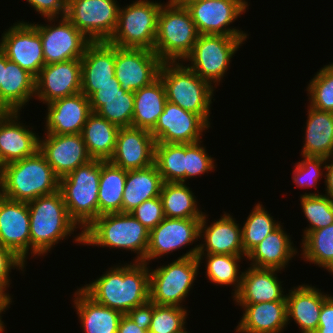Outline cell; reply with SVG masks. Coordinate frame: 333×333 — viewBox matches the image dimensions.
Here are the masks:
<instances>
[{
	"instance_id": "1",
	"label": "cell",
	"mask_w": 333,
	"mask_h": 333,
	"mask_svg": "<svg viewBox=\"0 0 333 333\" xmlns=\"http://www.w3.org/2000/svg\"><path fill=\"white\" fill-rule=\"evenodd\" d=\"M118 264L81 288L99 304L127 314L149 301L150 271L145 262Z\"/></svg>"
},
{
	"instance_id": "2",
	"label": "cell",
	"mask_w": 333,
	"mask_h": 333,
	"mask_svg": "<svg viewBox=\"0 0 333 333\" xmlns=\"http://www.w3.org/2000/svg\"><path fill=\"white\" fill-rule=\"evenodd\" d=\"M30 217V254L45 256L61 240H66L78 225L70 218L61 192L28 202Z\"/></svg>"
},
{
	"instance_id": "3",
	"label": "cell",
	"mask_w": 333,
	"mask_h": 333,
	"mask_svg": "<svg viewBox=\"0 0 333 333\" xmlns=\"http://www.w3.org/2000/svg\"><path fill=\"white\" fill-rule=\"evenodd\" d=\"M59 190V178L38 150L34 155L4 165L0 173V195L30 202Z\"/></svg>"
},
{
	"instance_id": "4",
	"label": "cell",
	"mask_w": 333,
	"mask_h": 333,
	"mask_svg": "<svg viewBox=\"0 0 333 333\" xmlns=\"http://www.w3.org/2000/svg\"><path fill=\"white\" fill-rule=\"evenodd\" d=\"M100 174L101 160L92 159L59 179V191L68 214L81 229L73 239L79 245H83V231L99 217Z\"/></svg>"
},
{
	"instance_id": "5",
	"label": "cell",
	"mask_w": 333,
	"mask_h": 333,
	"mask_svg": "<svg viewBox=\"0 0 333 333\" xmlns=\"http://www.w3.org/2000/svg\"><path fill=\"white\" fill-rule=\"evenodd\" d=\"M149 233L131 213H107L83 231V246L128 250L137 255L133 261L145 262Z\"/></svg>"
},
{
	"instance_id": "6",
	"label": "cell",
	"mask_w": 333,
	"mask_h": 333,
	"mask_svg": "<svg viewBox=\"0 0 333 333\" xmlns=\"http://www.w3.org/2000/svg\"><path fill=\"white\" fill-rule=\"evenodd\" d=\"M199 35L185 5L179 0H168L160 8L153 51L163 62H183Z\"/></svg>"
},
{
	"instance_id": "7",
	"label": "cell",
	"mask_w": 333,
	"mask_h": 333,
	"mask_svg": "<svg viewBox=\"0 0 333 333\" xmlns=\"http://www.w3.org/2000/svg\"><path fill=\"white\" fill-rule=\"evenodd\" d=\"M167 101L198 114L209 126L214 86L200 78L184 62H163L159 72Z\"/></svg>"
},
{
	"instance_id": "8",
	"label": "cell",
	"mask_w": 333,
	"mask_h": 333,
	"mask_svg": "<svg viewBox=\"0 0 333 333\" xmlns=\"http://www.w3.org/2000/svg\"><path fill=\"white\" fill-rule=\"evenodd\" d=\"M199 244L165 266L150 271L149 300L156 305L178 306L188 297L201 267L197 254Z\"/></svg>"
},
{
	"instance_id": "9",
	"label": "cell",
	"mask_w": 333,
	"mask_h": 333,
	"mask_svg": "<svg viewBox=\"0 0 333 333\" xmlns=\"http://www.w3.org/2000/svg\"><path fill=\"white\" fill-rule=\"evenodd\" d=\"M162 2L136 0L119 7L118 24L110 44L121 48L154 49Z\"/></svg>"
},
{
	"instance_id": "10",
	"label": "cell",
	"mask_w": 333,
	"mask_h": 333,
	"mask_svg": "<svg viewBox=\"0 0 333 333\" xmlns=\"http://www.w3.org/2000/svg\"><path fill=\"white\" fill-rule=\"evenodd\" d=\"M246 40L247 37L199 35L191 53L183 62L191 63L185 65L217 88L230 68L231 58Z\"/></svg>"
},
{
	"instance_id": "11",
	"label": "cell",
	"mask_w": 333,
	"mask_h": 333,
	"mask_svg": "<svg viewBox=\"0 0 333 333\" xmlns=\"http://www.w3.org/2000/svg\"><path fill=\"white\" fill-rule=\"evenodd\" d=\"M189 10L200 35L248 37L246 31L232 27L248 9L247 0H179ZM230 26V27H228Z\"/></svg>"
},
{
	"instance_id": "12",
	"label": "cell",
	"mask_w": 333,
	"mask_h": 333,
	"mask_svg": "<svg viewBox=\"0 0 333 333\" xmlns=\"http://www.w3.org/2000/svg\"><path fill=\"white\" fill-rule=\"evenodd\" d=\"M117 0H67L65 17L91 42L109 41L118 24Z\"/></svg>"
},
{
	"instance_id": "13",
	"label": "cell",
	"mask_w": 333,
	"mask_h": 333,
	"mask_svg": "<svg viewBox=\"0 0 333 333\" xmlns=\"http://www.w3.org/2000/svg\"><path fill=\"white\" fill-rule=\"evenodd\" d=\"M46 19L48 24L31 23L40 34L45 65L81 59L91 41L65 16Z\"/></svg>"
},
{
	"instance_id": "14",
	"label": "cell",
	"mask_w": 333,
	"mask_h": 333,
	"mask_svg": "<svg viewBox=\"0 0 333 333\" xmlns=\"http://www.w3.org/2000/svg\"><path fill=\"white\" fill-rule=\"evenodd\" d=\"M162 63L152 50L115 46L114 75L121 88L128 92L137 91L157 80Z\"/></svg>"
},
{
	"instance_id": "15",
	"label": "cell",
	"mask_w": 333,
	"mask_h": 333,
	"mask_svg": "<svg viewBox=\"0 0 333 333\" xmlns=\"http://www.w3.org/2000/svg\"><path fill=\"white\" fill-rule=\"evenodd\" d=\"M5 30L0 39V49L10 61L36 78L45 65L39 32L31 22L23 20Z\"/></svg>"
},
{
	"instance_id": "16",
	"label": "cell",
	"mask_w": 333,
	"mask_h": 333,
	"mask_svg": "<svg viewBox=\"0 0 333 333\" xmlns=\"http://www.w3.org/2000/svg\"><path fill=\"white\" fill-rule=\"evenodd\" d=\"M209 127L198 114L167 101L151 134L156 143L191 144L201 141Z\"/></svg>"
},
{
	"instance_id": "17",
	"label": "cell",
	"mask_w": 333,
	"mask_h": 333,
	"mask_svg": "<svg viewBox=\"0 0 333 333\" xmlns=\"http://www.w3.org/2000/svg\"><path fill=\"white\" fill-rule=\"evenodd\" d=\"M200 220L165 217L149 233L145 263L199 241Z\"/></svg>"
},
{
	"instance_id": "18",
	"label": "cell",
	"mask_w": 333,
	"mask_h": 333,
	"mask_svg": "<svg viewBox=\"0 0 333 333\" xmlns=\"http://www.w3.org/2000/svg\"><path fill=\"white\" fill-rule=\"evenodd\" d=\"M81 92V59L44 65L35 78V98L43 104Z\"/></svg>"
},
{
	"instance_id": "19",
	"label": "cell",
	"mask_w": 333,
	"mask_h": 333,
	"mask_svg": "<svg viewBox=\"0 0 333 333\" xmlns=\"http://www.w3.org/2000/svg\"><path fill=\"white\" fill-rule=\"evenodd\" d=\"M39 151L59 179L92 160L81 134H44Z\"/></svg>"
},
{
	"instance_id": "20",
	"label": "cell",
	"mask_w": 333,
	"mask_h": 333,
	"mask_svg": "<svg viewBox=\"0 0 333 333\" xmlns=\"http://www.w3.org/2000/svg\"><path fill=\"white\" fill-rule=\"evenodd\" d=\"M30 217L28 203L0 195V244L27 263L30 255Z\"/></svg>"
},
{
	"instance_id": "21",
	"label": "cell",
	"mask_w": 333,
	"mask_h": 333,
	"mask_svg": "<svg viewBox=\"0 0 333 333\" xmlns=\"http://www.w3.org/2000/svg\"><path fill=\"white\" fill-rule=\"evenodd\" d=\"M155 145L150 131L132 126L120 128L109 162L126 171L149 167L154 164Z\"/></svg>"
},
{
	"instance_id": "22",
	"label": "cell",
	"mask_w": 333,
	"mask_h": 333,
	"mask_svg": "<svg viewBox=\"0 0 333 333\" xmlns=\"http://www.w3.org/2000/svg\"><path fill=\"white\" fill-rule=\"evenodd\" d=\"M21 111H0V158L3 165L34 155L39 135L20 121ZM31 129H29V128Z\"/></svg>"
},
{
	"instance_id": "23",
	"label": "cell",
	"mask_w": 333,
	"mask_h": 333,
	"mask_svg": "<svg viewBox=\"0 0 333 333\" xmlns=\"http://www.w3.org/2000/svg\"><path fill=\"white\" fill-rule=\"evenodd\" d=\"M114 71L115 46L108 41L91 42L81 58V92L90 98L97 87L119 83Z\"/></svg>"
},
{
	"instance_id": "24",
	"label": "cell",
	"mask_w": 333,
	"mask_h": 333,
	"mask_svg": "<svg viewBox=\"0 0 333 333\" xmlns=\"http://www.w3.org/2000/svg\"><path fill=\"white\" fill-rule=\"evenodd\" d=\"M46 106L45 134H81L92 113L89 98L82 92L53 100Z\"/></svg>"
},
{
	"instance_id": "25",
	"label": "cell",
	"mask_w": 333,
	"mask_h": 333,
	"mask_svg": "<svg viewBox=\"0 0 333 333\" xmlns=\"http://www.w3.org/2000/svg\"><path fill=\"white\" fill-rule=\"evenodd\" d=\"M204 212L200 220V240L198 254L247 255L242 244V229L233 215L224 212L217 221L209 226Z\"/></svg>"
},
{
	"instance_id": "26",
	"label": "cell",
	"mask_w": 333,
	"mask_h": 333,
	"mask_svg": "<svg viewBox=\"0 0 333 333\" xmlns=\"http://www.w3.org/2000/svg\"><path fill=\"white\" fill-rule=\"evenodd\" d=\"M295 287L286 293L287 325L294 320L301 333H314L318 329L322 305L330 294L322 292L311 284Z\"/></svg>"
},
{
	"instance_id": "27",
	"label": "cell",
	"mask_w": 333,
	"mask_h": 333,
	"mask_svg": "<svg viewBox=\"0 0 333 333\" xmlns=\"http://www.w3.org/2000/svg\"><path fill=\"white\" fill-rule=\"evenodd\" d=\"M282 270L250 266L243 271L239 291L233 296L235 304H256L286 301L282 282L277 273Z\"/></svg>"
},
{
	"instance_id": "28",
	"label": "cell",
	"mask_w": 333,
	"mask_h": 333,
	"mask_svg": "<svg viewBox=\"0 0 333 333\" xmlns=\"http://www.w3.org/2000/svg\"><path fill=\"white\" fill-rule=\"evenodd\" d=\"M237 305L244 312L236 326V333H283L287 327L286 301Z\"/></svg>"
},
{
	"instance_id": "29",
	"label": "cell",
	"mask_w": 333,
	"mask_h": 333,
	"mask_svg": "<svg viewBox=\"0 0 333 333\" xmlns=\"http://www.w3.org/2000/svg\"><path fill=\"white\" fill-rule=\"evenodd\" d=\"M32 98L35 99V77L10 61L3 52L0 111H20Z\"/></svg>"
},
{
	"instance_id": "30",
	"label": "cell",
	"mask_w": 333,
	"mask_h": 333,
	"mask_svg": "<svg viewBox=\"0 0 333 333\" xmlns=\"http://www.w3.org/2000/svg\"><path fill=\"white\" fill-rule=\"evenodd\" d=\"M291 238L280 225L247 254L249 266L283 271L298 253Z\"/></svg>"
},
{
	"instance_id": "31",
	"label": "cell",
	"mask_w": 333,
	"mask_h": 333,
	"mask_svg": "<svg viewBox=\"0 0 333 333\" xmlns=\"http://www.w3.org/2000/svg\"><path fill=\"white\" fill-rule=\"evenodd\" d=\"M73 307L84 333H117L120 311L103 306L91 298L81 287L74 292Z\"/></svg>"
},
{
	"instance_id": "32",
	"label": "cell",
	"mask_w": 333,
	"mask_h": 333,
	"mask_svg": "<svg viewBox=\"0 0 333 333\" xmlns=\"http://www.w3.org/2000/svg\"><path fill=\"white\" fill-rule=\"evenodd\" d=\"M301 155L328 159L333 156V113L308 104Z\"/></svg>"
},
{
	"instance_id": "33",
	"label": "cell",
	"mask_w": 333,
	"mask_h": 333,
	"mask_svg": "<svg viewBox=\"0 0 333 333\" xmlns=\"http://www.w3.org/2000/svg\"><path fill=\"white\" fill-rule=\"evenodd\" d=\"M163 183L155 164L143 169L127 171L122 196V213H130L144 201L159 197Z\"/></svg>"
},
{
	"instance_id": "34",
	"label": "cell",
	"mask_w": 333,
	"mask_h": 333,
	"mask_svg": "<svg viewBox=\"0 0 333 333\" xmlns=\"http://www.w3.org/2000/svg\"><path fill=\"white\" fill-rule=\"evenodd\" d=\"M167 102L165 87L160 78L134 91L132 127L152 131Z\"/></svg>"
},
{
	"instance_id": "35",
	"label": "cell",
	"mask_w": 333,
	"mask_h": 333,
	"mask_svg": "<svg viewBox=\"0 0 333 333\" xmlns=\"http://www.w3.org/2000/svg\"><path fill=\"white\" fill-rule=\"evenodd\" d=\"M119 129L118 126L92 112L81 133L89 156L92 159L109 161L115 150Z\"/></svg>"
},
{
	"instance_id": "36",
	"label": "cell",
	"mask_w": 333,
	"mask_h": 333,
	"mask_svg": "<svg viewBox=\"0 0 333 333\" xmlns=\"http://www.w3.org/2000/svg\"><path fill=\"white\" fill-rule=\"evenodd\" d=\"M160 197L165 217L202 219L204 212L198 207L197 197L186 183L164 182Z\"/></svg>"
},
{
	"instance_id": "37",
	"label": "cell",
	"mask_w": 333,
	"mask_h": 333,
	"mask_svg": "<svg viewBox=\"0 0 333 333\" xmlns=\"http://www.w3.org/2000/svg\"><path fill=\"white\" fill-rule=\"evenodd\" d=\"M127 171L109 161L101 160V174L98 191L99 216L122 212V196Z\"/></svg>"
},
{
	"instance_id": "38",
	"label": "cell",
	"mask_w": 333,
	"mask_h": 333,
	"mask_svg": "<svg viewBox=\"0 0 333 333\" xmlns=\"http://www.w3.org/2000/svg\"><path fill=\"white\" fill-rule=\"evenodd\" d=\"M247 255H226V254H197L199 263L205 259L206 278L216 286L233 285L232 296H234L240 288L243 271H240V262ZM241 273V274H240Z\"/></svg>"
},
{
	"instance_id": "39",
	"label": "cell",
	"mask_w": 333,
	"mask_h": 333,
	"mask_svg": "<svg viewBox=\"0 0 333 333\" xmlns=\"http://www.w3.org/2000/svg\"><path fill=\"white\" fill-rule=\"evenodd\" d=\"M301 257L333 274V224L310 231L301 239Z\"/></svg>"
},
{
	"instance_id": "40",
	"label": "cell",
	"mask_w": 333,
	"mask_h": 333,
	"mask_svg": "<svg viewBox=\"0 0 333 333\" xmlns=\"http://www.w3.org/2000/svg\"><path fill=\"white\" fill-rule=\"evenodd\" d=\"M90 108L93 113L118 126L131 127L134 111V92L120 96L90 97Z\"/></svg>"
},
{
	"instance_id": "41",
	"label": "cell",
	"mask_w": 333,
	"mask_h": 333,
	"mask_svg": "<svg viewBox=\"0 0 333 333\" xmlns=\"http://www.w3.org/2000/svg\"><path fill=\"white\" fill-rule=\"evenodd\" d=\"M154 164L164 182L185 183V144L156 143Z\"/></svg>"
},
{
	"instance_id": "42",
	"label": "cell",
	"mask_w": 333,
	"mask_h": 333,
	"mask_svg": "<svg viewBox=\"0 0 333 333\" xmlns=\"http://www.w3.org/2000/svg\"><path fill=\"white\" fill-rule=\"evenodd\" d=\"M263 204L255 203V207L249 213L246 221L241 226L242 244L246 254H248L257 244H259L268 234L272 233L281 224L280 221L273 220Z\"/></svg>"
},
{
	"instance_id": "43",
	"label": "cell",
	"mask_w": 333,
	"mask_h": 333,
	"mask_svg": "<svg viewBox=\"0 0 333 333\" xmlns=\"http://www.w3.org/2000/svg\"><path fill=\"white\" fill-rule=\"evenodd\" d=\"M302 212L309 223L303 230L304 238L310 231L318 230L333 224V199L318 190L315 193L300 194Z\"/></svg>"
},
{
	"instance_id": "44",
	"label": "cell",
	"mask_w": 333,
	"mask_h": 333,
	"mask_svg": "<svg viewBox=\"0 0 333 333\" xmlns=\"http://www.w3.org/2000/svg\"><path fill=\"white\" fill-rule=\"evenodd\" d=\"M318 71L307 85L309 105L333 113V62Z\"/></svg>"
},
{
	"instance_id": "45",
	"label": "cell",
	"mask_w": 333,
	"mask_h": 333,
	"mask_svg": "<svg viewBox=\"0 0 333 333\" xmlns=\"http://www.w3.org/2000/svg\"><path fill=\"white\" fill-rule=\"evenodd\" d=\"M187 308L178 306L156 305L149 333H177L185 328L189 315Z\"/></svg>"
},
{
	"instance_id": "46",
	"label": "cell",
	"mask_w": 333,
	"mask_h": 333,
	"mask_svg": "<svg viewBox=\"0 0 333 333\" xmlns=\"http://www.w3.org/2000/svg\"><path fill=\"white\" fill-rule=\"evenodd\" d=\"M303 160L295 164L292 180L297 187L300 188H318V179H322L325 175L326 160L322 157L302 155ZM323 166V167H322Z\"/></svg>"
},
{
	"instance_id": "47",
	"label": "cell",
	"mask_w": 333,
	"mask_h": 333,
	"mask_svg": "<svg viewBox=\"0 0 333 333\" xmlns=\"http://www.w3.org/2000/svg\"><path fill=\"white\" fill-rule=\"evenodd\" d=\"M202 140L185 144V182L187 179L204 175L215 169V159L209 156Z\"/></svg>"
},
{
	"instance_id": "48",
	"label": "cell",
	"mask_w": 333,
	"mask_h": 333,
	"mask_svg": "<svg viewBox=\"0 0 333 333\" xmlns=\"http://www.w3.org/2000/svg\"><path fill=\"white\" fill-rule=\"evenodd\" d=\"M130 213L149 231L165 218L160 196L144 201Z\"/></svg>"
},
{
	"instance_id": "49",
	"label": "cell",
	"mask_w": 333,
	"mask_h": 333,
	"mask_svg": "<svg viewBox=\"0 0 333 333\" xmlns=\"http://www.w3.org/2000/svg\"><path fill=\"white\" fill-rule=\"evenodd\" d=\"M27 264L18 257L12 250L2 246L0 244V282L5 283L8 287L11 284V270L18 269L19 271L23 270Z\"/></svg>"
},
{
	"instance_id": "50",
	"label": "cell",
	"mask_w": 333,
	"mask_h": 333,
	"mask_svg": "<svg viewBox=\"0 0 333 333\" xmlns=\"http://www.w3.org/2000/svg\"><path fill=\"white\" fill-rule=\"evenodd\" d=\"M43 18H60L66 15L67 0H26ZM60 15V16H59Z\"/></svg>"
},
{
	"instance_id": "51",
	"label": "cell",
	"mask_w": 333,
	"mask_h": 333,
	"mask_svg": "<svg viewBox=\"0 0 333 333\" xmlns=\"http://www.w3.org/2000/svg\"><path fill=\"white\" fill-rule=\"evenodd\" d=\"M154 303L150 300L141 306H137L130 310L127 315L137 324L139 328L149 331L151 326Z\"/></svg>"
},
{
	"instance_id": "52",
	"label": "cell",
	"mask_w": 333,
	"mask_h": 333,
	"mask_svg": "<svg viewBox=\"0 0 333 333\" xmlns=\"http://www.w3.org/2000/svg\"><path fill=\"white\" fill-rule=\"evenodd\" d=\"M314 333H333V296L323 303L318 329Z\"/></svg>"
},
{
	"instance_id": "53",
	"label": "cell",
	"mask_w": 333,
	"mask_h": 333,
	"mask_svg": "<svg viewBox=\"0 0 333 333\" xmlns=\"http://www.w3.org/2000/svg\"><path fill=\"white\" fill-rule=\"evenodd\" d=\"M127 91L123 90L120 83L106 84L97 87V91L91 97H112L125 94Z\"/></svg>"
},
{
	"instance_id": "54",
	"label": "cell",
	"mask_w": 333,
	"mask_h": 333,
	"mask_svg": "<svg viewBox=\"0 0 333 333\" xmlns=\"http://www.w3.org/2000/svg\"><path fill=\"white\" fill-rule=\"evenodd\" d=\"M117 333H149L148 331L139 328L136 323L127 315L123 314L118 325Z\"/></svg>"
},
{
	"instance_id": "55",
	"label": "cell",
	"mask_w": 333,
	"mask_h": 333,
	"mask_svg": "<svg viewBox=\"0 0 333 333\" xmlns=\"http://www.w3.org/2000/svg\"><path fill=\"white\" fill-rule=\"evenodd\" d=\"M332 159V160H331ZM325 195L333 199V156L326 160L325 166Z\"/></svg>"
},
{
	"instance_id": "56",
	"label": "cell",
	"mask_w": 333,
	"mask_h": 333,
	"mask_svg": "<svg viewBox=\"0 0 333 333\" xmlns=\"http://www.w3.org/2000/svg\"><path fill=\"white\" fill-rule=\"evenodd\" d=\"M8 286L0 282V315L6 312L12 303V296L8 292Z\"/></svg>"
},
{
	"instance_id": "57",
	"label": "cell",
	"mask_w": 333,
	"mask_h": 333,
	"mask_svg": "<svg viewBox=\"0 0 333 333\" xmlns=\"http://www.w3.org/2000/svg\"><path fill=\"white\" fill-rule=\"evenodd\" d=\"M3 84V51L0 49V85Z\"/></svg>"
},
{
	"instance_id": "58",
	"label": "cell",
	"mask_w": 333,
	"mask_h": 333,
	"mask_svg": "<svg viewBox=\"0 0 333 333\" xmlns=\"http://www.w3.org/2000/svg\"><path fill=\"white\" fill-rule=\"evenodd\" d=\"M4 324H5V323L2 321V316L0 315V333L6 331V330H5V326H6V325H4Z\"/></svg>"
},
{
	"instance_id": "59",
	"label": "cell",
	"mask_w": 333,
	"mask_h": 333,
	"mask_svg": "<svg viewBox=\"0 0 333 333\" xmlns=\"http://www.w3.org/2000/svg\"><path fill=\"white\" fill-rule=\"evenodd\" d=\"M177 333H190V331H188L187 328H184V329H182L181 331H179Z\"/></svg>"
},
{
	"instance_id": "60",
	"label": "cell",
	"mask_w": 333,
	"mask_h": 333,
	"mask_svg": "<svg viewBox=\"0 0 333 333\" xmlns=\"http://www.w3.org/2000/svg\"><path fill=\"white\" fill-rule=\"evenodd\" d=\"M3 167H4V165H3L2 160L0 158V173H1Z\"/></svg>"
}]
</instances>
